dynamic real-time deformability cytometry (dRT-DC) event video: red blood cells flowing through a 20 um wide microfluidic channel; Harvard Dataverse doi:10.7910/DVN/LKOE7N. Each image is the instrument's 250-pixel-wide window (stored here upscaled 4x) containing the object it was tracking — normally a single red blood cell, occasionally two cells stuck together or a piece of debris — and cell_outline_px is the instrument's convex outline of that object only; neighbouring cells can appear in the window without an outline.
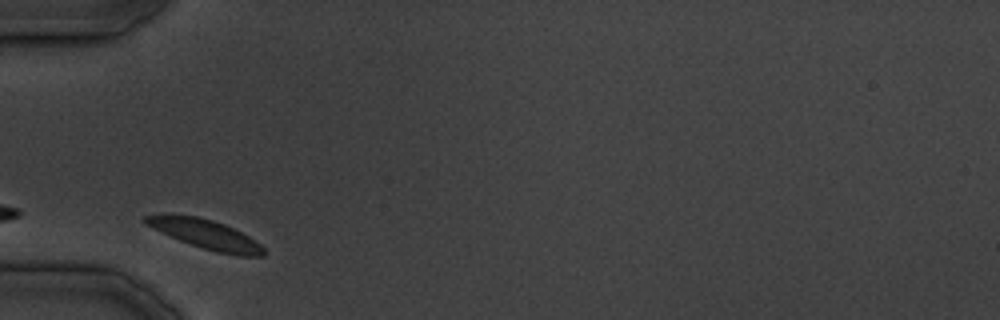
{"species": "common noctule bat (a hibernating species)", "species_latin": "Nyctalus noctula", "temperature_condition": "cold", "stored_images_in_passage": 22, "camera_frame_rate_fps": 3000, "um_per_image_px": 0.085, "animal": {"sex": "male", "body_mass_g": 19.5, "forearm_length_mm": 54.6}, "frame": {"image": 1, "passage_image": 1, "time_ms": 0.0, "image_size_px": [1000, 320], "cell_outline_px": [[264, 256], [240, 256], [216, 252], [180, 240], [152, 228], [144, 224], [144, 216], [164, 212], [200, 216], [224, 224], [248, 236], [260, 244], [264, 248]], "centroid_in_image_um": [17.41, 19.87], "position_along_channel_um": 67.6, "area_um2": 20.29}}
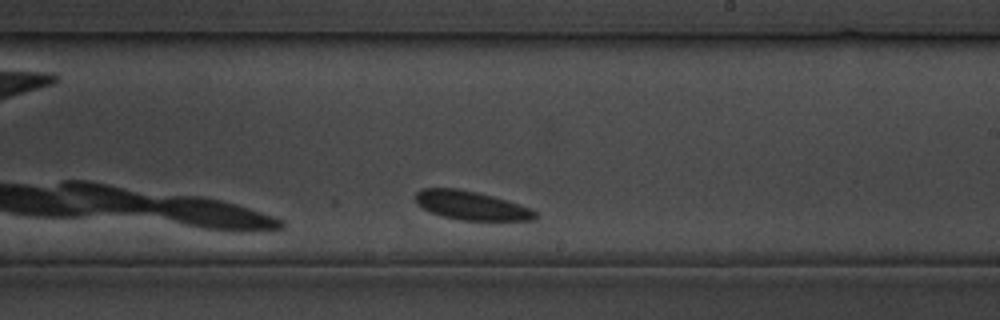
{"frame": {"image": 2, "passage_image": 13, "time_ms": 14.333, "image_size_px": [1000, 320], "cell_outline_px": [[536, 220], [460, 220], [444, 216], [432, 212], [416, 204], [416, 192], [420, 188], [456, 188], [476, 192], [492, 196], [532, 208], [536, 212]], "centroid_in_image_um": [40.05, 17.46], "position_along_channel_um": 248.9, "area_um2": 19.88}}